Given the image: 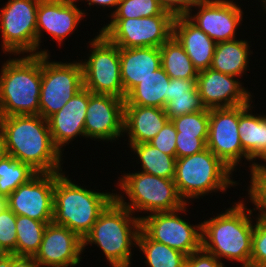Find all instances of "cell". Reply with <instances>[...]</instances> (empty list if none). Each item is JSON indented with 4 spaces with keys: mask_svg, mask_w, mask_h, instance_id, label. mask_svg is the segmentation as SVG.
<instances>
[{
    "mask_svg": "<svg viewBox=\"0 0 266 267\" xmlns=\"http://www.w3.org/2000/svg\"><path fill=\"white\" fill-rule=\"evenodd\" d=\"M0 140L6 153L37 173L63 172V156L55 147L48 120L41 115L0 117Z\"/></svg>",
    "mask_w": 266,
    "mask_h": 267,
    "instance_id": "6da1fadb",
    "label": "cell"
},
{
    "mask_svg": "<svg viewBox=\"0 0 266 267\" xmlns=\"http://www.w3.org/2000/svg\"><path fill=\"white\" fill-rule=\"evenodd\" d=\"M245 202H232L224 212L201 222V247L220 261L225 258L241 263V267H250L256 216Z\"/></svg>",
    "mask_w": 266,
    "mask_h": 267,
    "instance_id": "7a4b0ae2",
    "label": "cell"
},
{
    "mask_svg": "<svg viewBox=\"0 0 266 267\" xmlns=\"http://www.w3.org/2000/svg\"><path fill=\"white\" fill-rule=\"evenodd\" d=\"M65 175L64 171L56 172L52 222L67 227L83 240L115 199V193L87 189Z\"/></svg>",
    "mask_w": 266,
    "mask_h": 267,
    "instance_id": "3957f363",
    "label": "cell"
},
{
    "mask_svg": "<svg viewBox=\"0 0 266 267\" xmlns=\"http://www.w3.org/2000/svg\"><path fill=\"white\" fill-rule=\"evenodd\" d=\"M140 229L141 219L114 199L83 238V253L86 246L94 244L103 251L109 266L131 267Z\"/></svg>",
    "mask_w": 266,
    "mask_h": 267,
    "instance_id": "277c9868",
    "label": "cell"
},
{
    "mask_svg": "<svg viewBox=\"0 0 266 267\" xmlns=\"http://www.w3.org/2000/svg\"><path fill=\"white\" fill-rule=\"evenodd\" d=\"M4 61L0 73V117L39 114L42 55Z\"/></svg>",
    "mask_w": 266,
    "mask_h": 267,
    "instance_id": "5b68a950",
    "label": "cell"
},
{
    "mask_svg": "<svg viewBox=\"0 0 266 267\" xmlns=\"http://www.w3.org/2000/svg\"><path fill=\"white\" fill-rule=\"evenodd\" d=\"M233 173L207 148L200 153L176 159L174 183L180 197L190 204L194 199L218 191L224 194L227 188L239 185L232 179Z\"/></svg>",
    "mask_w": 266,
    "mask_h": 267,
    "instance_id": "8992f818",
    "label": "cell"
},
{
    "mask_svg": "<svg viewBox=\"0 0 266 267\" xmlns=\"http://www.w3.org/2000/svg\"><path fill=\"white\" fill-rule=\"evenodd\" d=\"M121 176L118 177L116 186L122 192L118 194L115 191V199L134 215L139 211L143 214L147 213L146 215L155 212H171L186 205L178 194L174 179L157 177L141 171L123 173Z\"/></svg>",
    "mask_w": 266,
    "mask_h": 267,
    "instance_id": "52a82bcc",
    "label": "cell"
},
{
    "mask_svg": "<svg viewBox=\"0 0 266 267\" xmlns=\"http://www.w3.org/2000/svg\"><path fill=\"white\" fill-rule=\"evenodd\" d=\"M90 53L81 59L84 88L94 94H109L124 99V88L120 73V48L104 35L88 41Z\"/></svg>",
    "mask_w": 266,
    "mask_h": 267,
    "instance_id": "ba28073f",
    "label": "cell"
},
{
    "mask_svg": "<svg viewBox=\"0 0 266 267\" xmlns=\"http://www.w3.org/2000/svg\"><path fill=\"white\" fill-rule=\"evenodd\" d=\"M40 0H8L0 10L1 50L5 55H37Z\"/></svg>",
    "mask_w": 266,
    "mask_h": 267,
    "instance_id": "9c48e42d",
    "label": "cell"
},
{
    "mask_svg": "<svg viewBox=\"0 0 266 267\" xmlns=\"http://www.w3.org/2000/svg\"><path fill=\"white\" fill-rule=\"evenodd\" d=\"M50 54H42V83L39 115L48 119L81 89L84 88L81 61H51ZM50 59V60H49Z\"/></svg>",
    "mask_w": 266,
    "mask_h": 267,
    "instance_id": "30bf717a",
    "label": "cell"
},
{
    "mask_svg": "<svg viewBox=\"0 0 266 267\" xmlns=\"http://www.w3.org/2000/svg\"><path fill=\"white\" fill-rule=\"evenodd\" d=\"M173 15L110 19L98 30L119 48L161 47L173 35Z\"/></svg>",
    "mask_w": 266,
    "mask_h": 267,
    "instance_id": "8fae6325",
    "label": "cell"
},
{
    "mask_svg": "<svg viewBox=\"0 0 266 267\" xmlns=\"http://www.w3.org/2000/svg\"><path fill=\"white\" fill-rule=\"evenodd\" d=\"M190 204L171 212H155L139 216L141 229L154 241L163 243L185 255H190L201 248V223L190 224L181 217Z\"/></svg>",
    "mask_w": 266,
    "mask_h": 267,
    "instance_id": "7c38bea8",
    "label": "cell"
},
{
    "mask_svg": "<svg viewBox=\"0 0 266 267\" xmlns=\"http://www.w3.org/2000/svg\"><path fill=\"white\" fill-rule=\"evenodd\" d=\"M238 123L239 106L209 109L207 148L233 172L238 170L242 159L249 162L251 171L253 161L243 151Z\"/></svg>",
    "mask_w": 266,
    "mask_h": 267,
    "instance_id": "4fadbf2b",
    "label": "cell"
},
{
    "mask_svg": "<svg viewBox=\"0 0 266 267\" xmlns=\"http://www.w3.org/2000/svg\"><path fill=\"white\" fill-rule=\"evenodd\" d=\"M233 1L199 0L185 16L216 43L237 39L244 12Z\"/></svg>",
    "mask_w": 266,
    "mask_h": 267,
    "instance_id": "5bb4252c",
    "label": "cell"
},
{
    "mask_svg": "<svg viewBox=\"0 0 266 267\" xmlns=\"http://www.w3.org/2000/svg\"><path fill=\"white\" fill-rule=\"evenodd\" d=\"M55 180L56 173H37L6 198V205L16 215L52 222Z\"/></svg>",
    "mask_w": 266,
    "mask_h": 267,
    "instance_id": "9a60e30c",
    "label": "cell"
},
{
    "mask_svg": "<svg viewBox=\"0 0 266 267\" xmlns=\"http://www.w3.org/2000/svg\"><path fill=\"white\" fill-rule=\"evenodd\" d=\"M125 100L109 94L89 96L85 118V138L94 141L119 140L124 136Z\"/></svg>",
    "mask_w": 266,
    "mask_h": 267,
    "instance_id": "2e32d148",
    "label": "cell"
},
{
    "mask_svg": "<svg viewBox=\"0 0 266 267\" xmlns=\"http://www.w3.org/2000/svg\"><path fill=\"white\" fill-rule=\"evenodd\" d=\"M77 0H40L37 9V55L50 54L48 49H40L43 33L61 47L63 40L73 34L86 12L77 6ZM40 49V50H39Z\"/></svg>",
    "mask_w": 266,
    "mask_h": 267,
    "instance_id": "e0dca14e",
    "label": "cell"
},
{
    "mask_svg": "<svg viewBox=\"0 0 266 267\" xmlns=\"http://www.w3.org/2000/svg\"><path fill=\"white\" fill-rule=\"evenodd\" d=\"M242 84L238 77L211 68L198 72L196 79L199 95L207 109L231 108L251 103L253 94Z\"/></svg>",
    "mask_w": 266,
    "mask_h": 267,
    "instance_id": "ac0fdd59",
    "label": "cell"
},
{
    "mask_svg": "<svg viewBox=\"0 0 266 267\" xmlns=\"http://www.w3.org/2000/svg\"><path fill=\"white\" fill-rule=\"evenodd\" d=\"M83 254V240L67 227L49 223L34 256L41 267H76Z\"/></svg>",
    "mask_w": 266,
    "mask_h": 267,
    "instance_id": "d6986e66",
    "label": "cell"
},
{
    "mask_svg": "<svg viewBox=\"0 0 266 267\" xmlns=\"http://www.w3.org/2000/svg\"><path fill=\"white\" fill-rule=\"evenodd\" d=\"M91 91L83 88L76 93L58 112L48 120L49 130L55 147L64 154L66 145L79 137L85 138V118Z\"/></svg>",
    "mask_w": 266,
    "mask_h": 267,
    "instance_id": "ffe728a7",
    "label": "cell"
},
{
    "mask_svg": "<svg viewBox=\"0 0 266 267\" xmlns=\"http://www.w3.org/2000/svg\"><path fill=\"white\" fill-rule=\"evenodd\" d=\"M173 36L182 45L198 72L211 67L217 43L186 16L174 18Z\"/></svg>",
    "mask_w": 266,
    "mask_h": 267,
    "instance_id": "44dd1931",
    "label": "cell"
},
{
    "mask_svg": "<svg viewBox=\"0 0 266 267\" xmlns=\"http://www.w3.org/2000/svg\"><path fill=\"white\" fill-rule=\"evenodd\" d=\"M161 67L159 47L120 48V73L126 95Z\"/></svg>",
    "mask_w": 266,
    "mask_h": 267,
    "instance_id": "7402d4cb",
    "label": "cell"
},
{
    "mask_svg": "<svg viewBox=\"0 0 266 267\" xmlns=\"http://www.w3.org/2000/svg\"><path fill=\"white\" fill-rule=\"evenodd\" d=\"M170 119L165 109L139 105L124 106V135L127 144L149 143Z\"/></svg>",
    "mask_w": 266,
    "mask_h": 267,
    "instance_id": "603a6c76",
    "label": "cell"
},
{
    "mask_svg": "<svg viewBox=\"0 0 266 267\" xmlns=\"http://www.w3.org/2000/svg\"><path fill=\"white\" fill-rule=\"evenodd\" d=\"M252 103L239 106L238 131L243 151L254 162L266 149V115L253 113Z\"/></svg>",
    "mask_w": 266,
    "mask_h": 267,
    "instance_id": "cb8c5ba5",
    "label": "cell"
},
{
    "mask_svg": "<svg viewBox=\"0 0 266 267\" xmlns=\"http://www.w3.org/2000/svg\"><path fill=\"white\" fill-rule=\"evenodd\" d=\"M246 39H233L216 44L211 69L230 76L243 77L249 70L250 44Z\"/></svg>",
    "mask_w": 266,
    "mask_h": 267,
    "instance_id": "d4e9b609",
    "label": "cell"
},
{
    "mask_svg": "<svg viewBox=\"0 0 266 267\" xmlns=\"http://www.w3.org/2000/svg\"><path fill=\"white\" fill-rule=\"evenodd\" d=\"M169 75L162 67L153 71L125 97V105H139L164 109L168 95Z\"/></svg>",
    "mask_w": 266,
    "mask_h": 267,
    "instance_id": "484cf974",
    "label": "cell"
},
{
    "mask_svg": "<svg viewBox=\"0 0 266 267\" xmlns=\"http://www.w3.org/2000/svg\"><path fill=\"white\" fill-rule=\"evenodd\" d=\"M140 164L141 172L166 179H174L176 159L162 153L150 143L128 144Z\"/></svg>",
    "mask_w": 266,
    "mask_h": 267,
    "instance_id": "4316f807",
    "label": "cell"
},
{
    "mask_svg": "<svg viewBox=\"0 0 266 267\" xmlns=\"http://www.w3.org/2000/svg\"><path fill=\"white\" fill-rule=\"evenodd\" d=\"M137 249L145 255L147 267H185L187 255L152 240L142 229L137 237Z\"/></svg>",
    "mask_w": 266,
    "mask_h": 267,
    "instance_id": "83f0119b",
    "label": "cell"
},
{
    "mask_svg": "<svg viewBox=\"0 0 266 267\" xmlns=\"http://www.w3.org/2000/svg\"><path fill=\"white\" fill-rule=\"evenodd\" d=\"M160 54L161 67L171 79H197L198 71L173 35L160 47Z\"/></svg>",
    "mask_w": 266,
    "mask_h": 267,
    "instance_id": "f1b7e54d",
    "label": "cell"
},
{
    "mask_svg": "<svg viewBox=\"0 0 266 267\" xmlns=\"http://www.w3.org/2000/svg\"><path fill=\"white\" fill-rule=\"evenodd\" d=\"M49 223L52 222H42L16 215V255L34 257L39 250L44 230Z\"/></svg>",
    "mask_w": 266,
    "mask_h": 267,
    "instance_id": "f546056e",
    "label": "cell"
},
{
    "mask_svg": "<svg viewBox=\"0 0 266 267\" xmlns=\"http://www.w3.org/2000/svg\"><path fill=\"white\" fill-rule=\"evenodd\" d=\"M37 174L28 164L6 154L0 161V196L5 199Z\"/></svg>",
    "mask_w": 266,
    "mask_h": 267,
    "instance_id": "4dcf8cb0",
    "label": "cell"
},
{
    "mask_svg": "<svg viewBox=\"0 0 266 267\" xmlns=\"http://www.w3.org/2000/svg\"><path fill=\"white\" fill-rule=\"evenodd\" d=\"M157 15H172L165 11L158 0H120L111 19H128L151 17Z\"/></svg>",
    "mask_w": 266,
    "mask_h": 267,
    "instance_id": "1f68e13d",
    "label": "cell"
},
{
    "mask_svg": "<svg viewBox=\"0 0 266 267\" xmlns=\"http://www.w3.org/2000/svg\"><path fill=\"white\" fill-rule=\"evenodd\" d=\"M176 131L180 135L208 136L209 131V109L171 119Z\"/></svg>",
    "mask_w": 266,
    "mask_h": 267,
    "instance_id": "d6a6232c",
    "label": "cell"
},
{
    "mask_svg": "<svg viewBox=\"0 0 266 267\" xmlns=\"http://www.w3.org/2000/svg\"><path fill=\"white\" fill-rule=\"evenodd\" d=\"M16 214L5 205L0 210V246L7 254L16 255Z\"/></svg>",
    "mask_w": 266,
    "mask_h": 267,
    "instance_id": "836d02e7",
    "label": "cell"
},
{
    "mask_svg": "<svg viewBox=\"0 0 266 267\" xmlns=\"http://www.w3.org/2000/svg\"><path fill=\"white\" fill-rule=\"evenodd\" d=\"M165 113L171 120L175 117L195 113L205 110L199 92L197 94H188L174 96L173 101L165 106Z\"/></svg>",
    "mask_w": 266,
    "mask_h": 267,
    "instance_id": "e575fe53",
    "label": "cell"
},
{
    "mask_svg": "<svg viewBox=\"0 0 266 267\" xmlns=\"http://www.w3.org/2000/svg\"><path fill=\"white\" fill-rule=\"evenodd\" d=\"M254 221L250 267H266V219L256 217Z\"/></svg>",
    "mask_w": 266,
    "mask_h": 267,
    "instance_id": "d590c367",
    "label": "cell"
},
{
    "mask_svg": "<svg viewBox=\"0 0 266 267\" xmlns=\"http://www.w3.org/2000/svg\"><path fill=\"white\" fill-rule=\"evenodd\" d=\"M250 184L248 185L247 199L258 210L256 217L266 219V173H250Z\"/></svg>",
    "mask_w": 266,
    "mask_h": 267,
    "instance_id": "8d00e7d4",
    "label": "cell"
},
{
    "mask_svg": "<svg viewBox=\"0 0 266 267\" xmlns=\"http://www.w3.org/2000/svg\"><path fill=\"white\" fill-rule=\"evenodd\" d=\"M208 136L176 135V158L187 157L207 149Z\"/></svg>",
    "mask_w": 266,
    "mask_h": 267,
    "instance_id": "74e56055",
    "label": "cell"
},
{
    "mask_svg": "<svg viewBox=\"0 0 266 267\" xmlns=\"http://www.w3.org/2000/svg\"><path fill=\"white\" fill-rule=\"evenodd\" d=\"M176 135V128L169 120L149 143L162 153L176 158Z\"/></svg>",
    "mask_w": 266,
    "mask_h": 267,
    "instance_id": "f35d334b",
    "label": "cell"
},
{
    "mask_svg": "<svg viewBox=\"0 0 266 267\" xmlns=\"http://www.w3.org/2000/svg\"><path fill=\"white\" fill-rule=\"evenodd\" d=\"M198 89L196 79H170L168 85V95H166V105L173 101L174 96L197 94Z\"/></svg>",
    "mask_w": 266,
    "mask_h": 267,
    "instance_id": "ab89813d",
    "label": "cell"
},
{
    "mask_svg": "<svg viewBox=\"0 0 266 267\" xmlns=\"http://www.w3.org/2000/svg\"><path fill=\"white\" fill-rule=\"evenodd\" d=\"M224 264L216 256L201 247L187 256L185 267H225Z\"/></svg>",
    "mask_w": 266,
    "mask_h": 267,
    "instance_id": "60d3db41",
    "label": "cell"
},
{
    "mask_svg": "<svg viewBox=\"0 0 266 267\" xmlns=\"http://www.w3.org/2000/svg\"><path fill=\"white\" fill-rule=\"evenodd\" d=\"M161 7L174 17L185 16L199 0H158Z\"/></svg>",
    "mask_w": 266,
    "mask_h": 267,
    "instance_id": "b9f144b4",
    "label": "cell"
},
{
    "mask_svg": "<svg viewBox=\"0 0 266 267\" xmlns=\"http://www.w3.org/2000/svg\"><path fill=\"white\" fill-rule=\"evenodd\" d=\"M13 267H41L34 257L13 254Z\"/></svg>",
    "mask_w": 266,
    "mask_h": 267,
    "instance_id": "7bdbcfd3",
    "label": "cell"
},
{
    "mask_svg": "<svg viewBox=\"0 0 266 267\" xmlns=\"http://www.w3.org/2000/svg\"><path fill=\"white\" fill-rule=\"evenodd\" d=\"M77 1H85L86 3H88L89 6H93L95 5L96 7L101 6L103 7V9L105 8H112L113 12H109L111 13L110 15H108V18L115 12V10L117 9L118 3L120 2V0H77ZM98 5V6H97Z\"/></svg>",
    "mask_w": 266,
    "mask_h": 267,
    "instance_id": "ee69618b",
    "label": "cell"
},
{
    "mask_svg": "<svg viewBox=\"0 0 266 267\" xmlns=\"http://www.w3.org/2000/svg\"><path fill=\"white\" fill-rule=\"evenodd\" d=\"M257 159L265 163L254 161L250 173H266V149Z\"/></svg>",
    "mask_w": 266,
    "mask_h": 267,
    "instance_id": "f6af8a7d",
    "label": "cell"
},
{
    "mask_svg": "<svg viewBox=\"0 0 266 267\" xmlns=\"http://www.w3.org/2000/svg\"><path fill=\"white\" fill-rule=\"evenodd\" d=\"M0 267H13V254H6L1 258Z\"/></svg>",
    "mask_w": 266,
    "mask_h": 267,
    "instance_id": "bcb514c9",
    "label": "cell"
},
{
    "mask_svg": "<svg viewBox=\"0 0 266 267\" xmlns=\"http://www.w3.org/2000/svg\"><path fill=\"white\" fill-rule=\"evenodd\" d=\"M6 150L3 146L2 141L0 140V161L3 159V157L6 155Z\"/></svg>",
    "mask_w": 266,
    "mask_h": 267,
    "instance_id": "7dc6e473",
    "label": "cell"
},
{
    "mask_svg": "<svg viewBox=\"0 0 266 267\" xmlns=\"http://www.w3.org/2000/svg\"><path fill=\"white\" fill-rule=\"evenodd\" d=\"M6 205V199L0 196V210Z\"/></svg>",
    "mask_w": 266,
    "mask_h": 267,
    "instance_id": "c3c4849f",
    "label": "cell"
},
{
    "mask_svg": "<svg viewBox=\"0 0 266 267\" xmlns=\"http://www.w3.org/2000/svg\"><path fill=\"white\" fill-rule=\"evenodd\" d=\"M261 1V8H262V10H264V12L266 11V0H260Z\"/></svg>",
    "mask_w": 266,
    "mask_h": 267,
    "instance_id": "681fc988",
    "label": "cell"
},
{
    "mask_svg": "<svg viewBox=\"0 0 266 267\" xmlns=\"http://www.w3.org/2000/svg\"><path fill=\"white\" fill-rule=\"evenodd\" d=\"M7 253L5 250L0 246V259L3 258Z\"/></svg>",
    "mask_w": 266,
    "mask_h": 267,
    "instance_id": "f907efd6",
    "label": "cell"
}]
</instances>
